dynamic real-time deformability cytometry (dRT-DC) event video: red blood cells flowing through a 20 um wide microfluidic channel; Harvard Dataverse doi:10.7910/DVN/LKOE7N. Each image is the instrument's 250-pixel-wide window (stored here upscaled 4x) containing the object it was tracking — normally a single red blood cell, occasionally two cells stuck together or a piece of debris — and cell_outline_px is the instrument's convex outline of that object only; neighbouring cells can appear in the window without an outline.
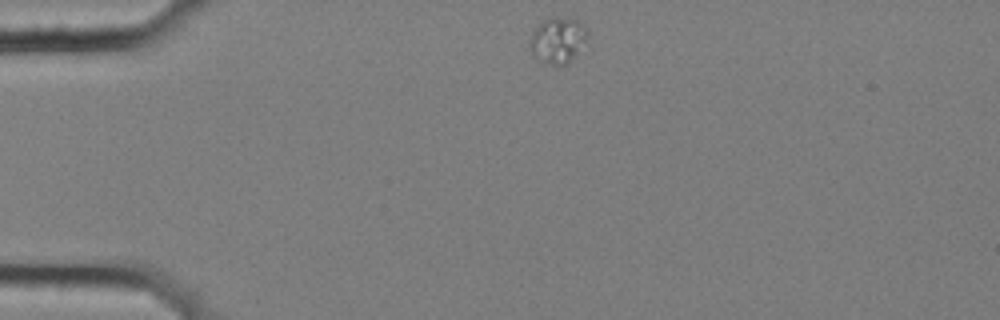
{"species": "common noctule bat (a hibernating species)", "species_latin": "Nyctalus noctula", "temperature_condition": "cold", "stored_images_in_passage": 2, "camera_frame_rate_fps": 3000, "um_per_image_px": 0.085, "animal": {"sex": "female", "body_mass_g": 25.1}, "frame": {"image": 1, "passage_image": 1, "time_ms": 0.0, "image_size_px": [1000, 320], "cell_outline_px": [[588, 40], [568, 64], [560, 68], [556, 68], [544, 64], [532, 56], [528, 48], [528, 40], [532, 32], [544, 20], [556, 16], [576, 16], [584, 28], [588, 36]], "centroid_in_image_um": [47.39, 3.46], "position_along_channel_um": 37.6, "area_um2": 16.36}}